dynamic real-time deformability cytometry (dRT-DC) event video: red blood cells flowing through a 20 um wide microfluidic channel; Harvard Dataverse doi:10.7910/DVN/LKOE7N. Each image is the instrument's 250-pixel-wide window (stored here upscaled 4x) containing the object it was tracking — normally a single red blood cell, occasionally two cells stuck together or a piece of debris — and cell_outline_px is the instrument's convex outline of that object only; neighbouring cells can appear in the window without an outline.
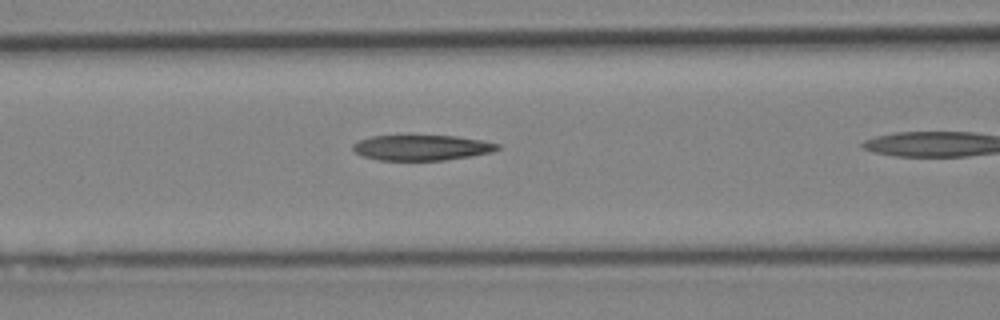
{"species": "Egyptian fruit bat (a non-hibernating species)", "species_latin": "Rousettus aegyptiacus", "temperature_condition": "cold", "stored_images_in_passage": 6, "camera_frame_rate_fps": 3000, "um_per_image_px": 0.085, "animal": {"sex": "female"}, "frame": {"image": 1, "passage_image": 3, "time_ms": 0.667, "image_size_px": [1000, 320], "cell_outline_px": [[500, 148], [492, 152], [444, 160], [380, 160], [364, 156], [356, 152], [352, 148], [352, 144], [360, 140], [372, 136], [456, 136], [480, 140], [500, 144]], "centroid_in_image_um": [35.85, 12.55], "position_along_channel_um": 130.8, "area_um2": 21.1}}
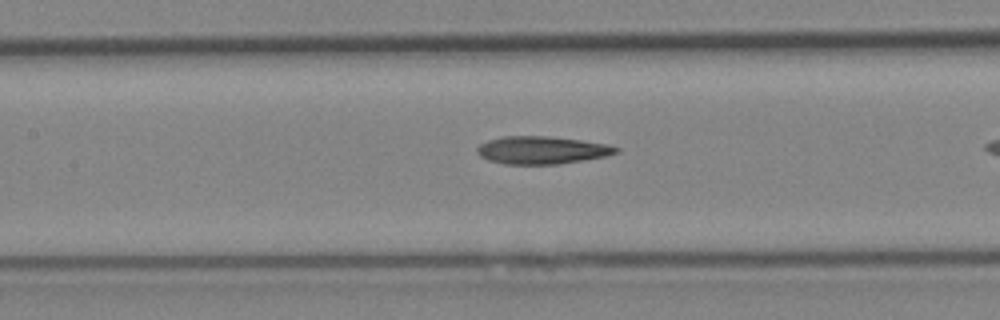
{"frame": {"image": 2, "passage_image": 5, "time_ms": 1.333, "image_size_px": [1000, 320], "cell_outline_px": [[620, 152], [608, 156], [560, 164], [504, 164], [488, 160], [480, 156], [476, 152], [476, 148], [480, 144], [488, 140], [504, 136], [548, 136], [580, 140], [608, 144], [620, 148]], "centroid_in_image_um": [46.08, 12.76], "position_along_channel_um": 161.3, "area_um2": 22.6}}